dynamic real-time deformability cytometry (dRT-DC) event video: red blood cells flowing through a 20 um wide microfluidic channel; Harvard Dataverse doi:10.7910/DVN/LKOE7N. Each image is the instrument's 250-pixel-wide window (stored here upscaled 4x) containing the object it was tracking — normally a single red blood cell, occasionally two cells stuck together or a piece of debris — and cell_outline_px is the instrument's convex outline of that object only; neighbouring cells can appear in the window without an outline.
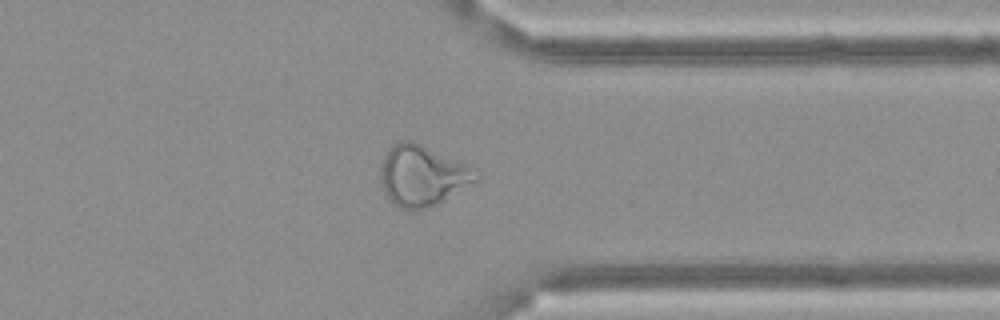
{"species": "Egyptian fruit bat (a non-hibernating species)", "species_latin": "Rousettus aegyptiacus", "temperature_condition": "cold", "stored_images_in_passage": 47, "camera_frame_rate_fps": 3000, "um_per_image_px": 0.085, "frame": {"image": 1, "passage_image": 35, "time_ms": 11.333, "image_size_px": [1000, 320], "cell_outline_px": [[480, 176], [476, 180], [440, 200], [424, 208], [400, 208], [388, 200], [384, 192], [380, 176], [380, 172], [384, 156], [396, 144], [404, 140], [412, 140], [468, 164], [476, 168], [480, 172]], "centroid_in_image_um": [35.89, 14.89], "position_along_channel_um": 375.5, "area_um2": 32.83}}
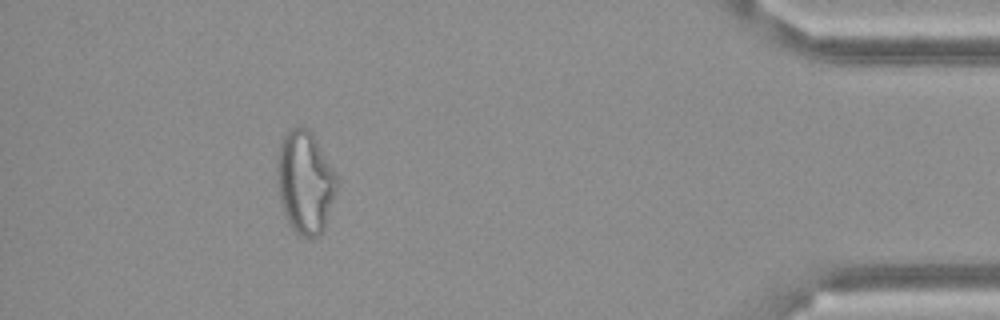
{"frame": {"image": 2, "passage_image": 42, "time_ms": 13.667, "image_size_px": [1000, 320], "cell_outline_px": [[340, 180], [324, 228], [320, 236], [312, 240], [300, 236], [288, 224], [284, 216], [280, 200], [276, 180], [276, 156], [280, 144], [284, 136], [292, 128], [312, 128]], "centroid_in_image_um": [25.94, 15.49], "position_along_channel_um": 409.3, "area_um2": 36.82}}